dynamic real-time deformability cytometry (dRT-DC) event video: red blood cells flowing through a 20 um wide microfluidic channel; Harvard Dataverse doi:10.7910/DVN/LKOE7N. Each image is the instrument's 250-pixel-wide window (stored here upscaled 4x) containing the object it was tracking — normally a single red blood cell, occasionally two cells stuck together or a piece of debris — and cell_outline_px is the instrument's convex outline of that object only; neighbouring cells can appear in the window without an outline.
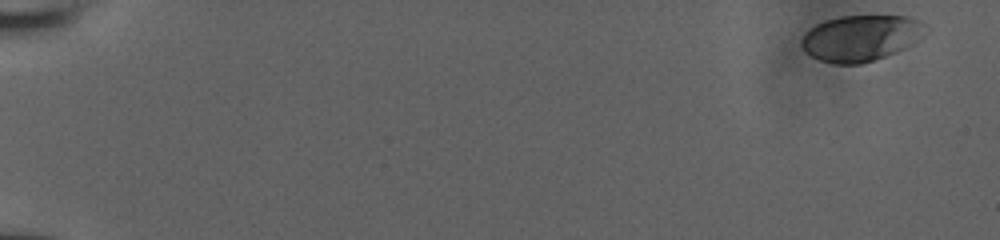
{"species": "human", "species_latin": "Homo sapiens", "temperature_condition": "room temperature", "stored_images_in_passage": 6, "camera_frame_rate_fps": 3000, "um_per_image_px": 0.085, "donor": {"sex": "male"}, "frame": {"image": 1, "passage_image": 1, "time_ms": 0.0, "image_size_px": [1000, 240], "cell_outline_px": [[932, 28], [924, 36], [904, 48], [896, 52], [860, 64], [836, 64], [820, 60], [812, 56], [800, 44], [800, 40], [808, 28], [816, 24], [828, 20], [844, 16], [908, 16], [920, 20], [928, 24]], "centroid_in_image_um": [73.24, 3.21], "position_along_channel_um": 11.8, "area_um2": 33.41}}
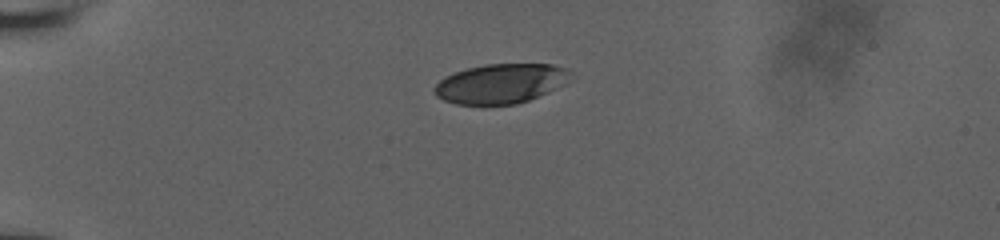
{"frame": {"image": 2, "passage_image": 5, "time_ms": 4.667, "image_size_px": [1000, 240], "cell_outline_px": [[576, 76], [564, 84], [548, 92], [528, 100], [516, 104], [456, 104], [444, 100], [436, 96], [432, 88], [444, 76], [468, 68], [484, 64], [552, 64], [568, 68]], "centroid_in_image_um": [42.6, 7.09], "position_along_channel_um": 42.4, "area_um2": 31.62}}